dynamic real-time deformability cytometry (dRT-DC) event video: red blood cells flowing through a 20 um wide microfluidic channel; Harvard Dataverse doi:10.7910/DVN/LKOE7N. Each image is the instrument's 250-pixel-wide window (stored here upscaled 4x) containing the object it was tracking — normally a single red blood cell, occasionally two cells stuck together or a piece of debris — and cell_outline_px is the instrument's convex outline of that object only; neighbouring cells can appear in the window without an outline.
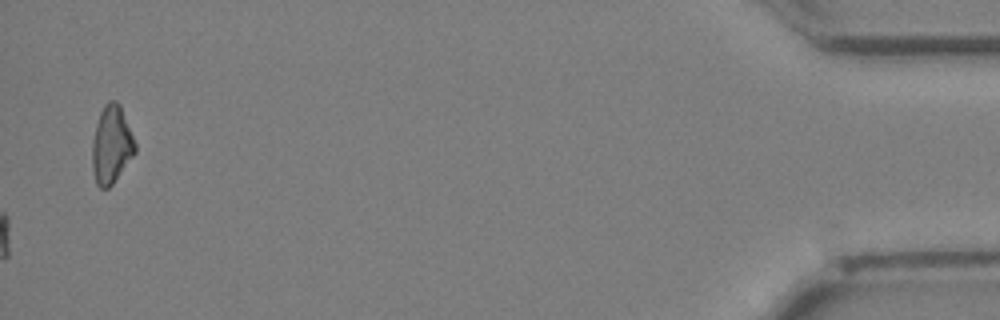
{"species": "Egyptian fruit bat (a non-hibernating species)", "species_latin": "Rousettus aegyptiacus", "temperature_condition": "cold", "stored_images_in_passage": 37, "camera_frame_rate_fps": 3000, "um_per_image_px": 0.085, "animal": {"sex": "female"}, "frame": {"image": 1, "passage_image": 37, "time_ms": 12.0, "image_size_px": [1000, 320], "cell_outline_px": [[136, 152], [112, 184], [108, 188], [100, 188], [96, 184], [92, 168], [92, 140], [96, 124], [100, 112], [104, 104], [108, 100], [116, 100], [120, 104], [136, 144]], "centroid_in_image_um": [9.46, 12.29], "position_along_channel_um": 425.7, "area_um2": 19.48}}